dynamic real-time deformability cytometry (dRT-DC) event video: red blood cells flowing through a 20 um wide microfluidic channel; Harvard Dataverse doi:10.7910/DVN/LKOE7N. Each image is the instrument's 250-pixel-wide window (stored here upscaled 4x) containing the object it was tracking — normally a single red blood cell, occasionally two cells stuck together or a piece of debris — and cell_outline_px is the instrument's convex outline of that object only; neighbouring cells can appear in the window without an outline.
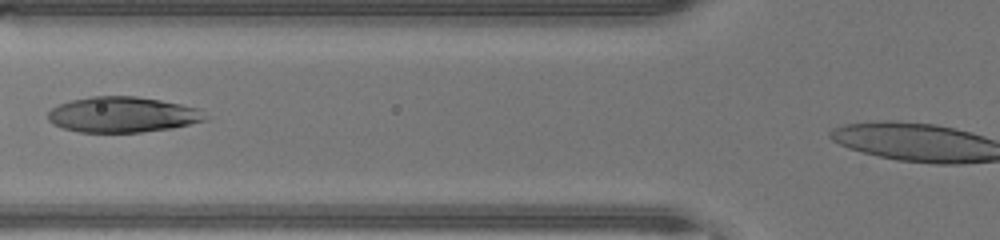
{"species": "human", "species_latin": "Homo sapiens", "temperature_condition": "warm", "stored_images_in_passage": 33, "segment_of_instrument_passage": [2, 2], "camera_frame_rate_fps": 3000, "um_per_image_px": 0.085, "donor": {"sex": "male"}, "frame": {"image": 1, "passage_image": 11, "time_ms": 3.333, "image_size_px": [1000, 240], "cell_outline_px": [[208, 120], [172, 128], [140, 132], [80, 132], [64, 128], [52, 124], [48, 120], [48, 112], [52, 108], [60, 104], [72, 100], [92, 96], [136, 96], [160, 100], [200, 108], [208, 116]], "centroid_in_image_um": [10.45, 9.74], "position_along_channel_um": 115.3, "area_um2": 32.66}}
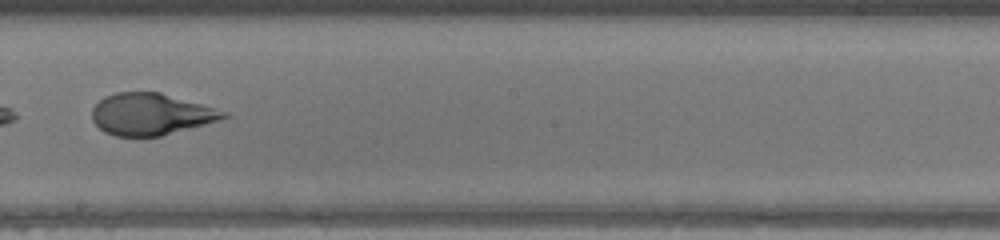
{"frame": {"image": 2, "passage_image": 19, "time_ms": 6.0, "image_size_px": [1000, 240], "cell_outline_px": [[232, 116], [204, 124], [160, 136], [116, 136], [104, 132], [92, 120], [92, 108], [104, 96], [116, 92], [160, 92], [228, 112]], "centroid_in_image_um": [12.8, 9.7], "position_along_channel_um": 235.4, "area_um2": 31.73}}
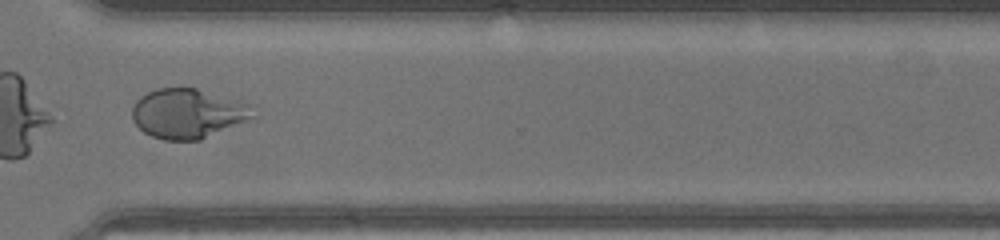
{"frame": {"image": 3, "passage_image": 27, "time_ms": 8.667, "image_size_px": [1000, 240], "cell_outline_px": [[260, 116], [200, 140], [164, 140], [152, 136], [144, 132], [132, 120], [132, 108], [136, 100], [140, 96], [156, 88], [196, 88], [236, 100], [248, 104]], "centroid_in_image_um": [15.98, 9.66], "position_along_channel_um": 354.6, "area_um2": 35.08}}